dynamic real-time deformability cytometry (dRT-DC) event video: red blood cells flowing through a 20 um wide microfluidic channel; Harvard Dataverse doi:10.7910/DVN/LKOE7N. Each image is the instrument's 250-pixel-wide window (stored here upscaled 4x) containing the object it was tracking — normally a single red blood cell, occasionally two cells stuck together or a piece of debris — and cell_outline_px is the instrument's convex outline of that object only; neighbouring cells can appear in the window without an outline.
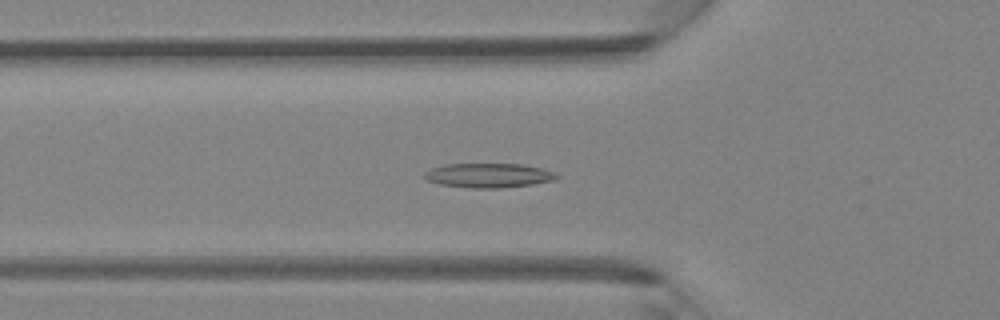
{"species": "Egyptian fruit bat (a non-hibernating species)", "species_latin": "Rousettus aegyptiacus", "temperature_condition": "room temperature", "stored_images_in_passage": 31, "camera_frame_rate_fps": 3000, "um_per_image_px": 0.085, "animal": {"sex": "female"}, "frame": {"image": 1, "passage_image": 5, "time_ms": 1.333, "image_size_px": [1000, 320], "cell_outline_px": [[560, 176], [552, 180], [532, 184], [500, 188], [468, 188], [440, 184], [424, 180], [424, 172], [432, 168], [444, 164], [520, 164], [540, 168], [552, 172]], "centroid_in_image_um": [41.45, 14.91], "position_along_channel_um": 84.3, "area_um2": 18.67}}
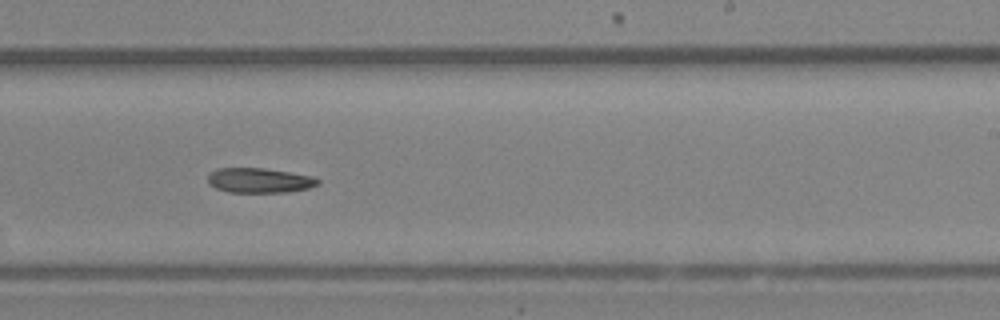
{"frame": {"image": 2, "passage_image": 16, "time_ms": 5.0, "image_size_px": [1000, 320], "cell_outline_px": [[320, 184], [308, 188], [288, 192], [228, 192], [216, 188], [208, 184], [208, 176], [216, 168], [264, 168], [312, 176], [320, 180]], "centroid_in_image_um": [22.05, 15.33], "position_along_channel_um": 267.0, "area_um2": 15.9}}
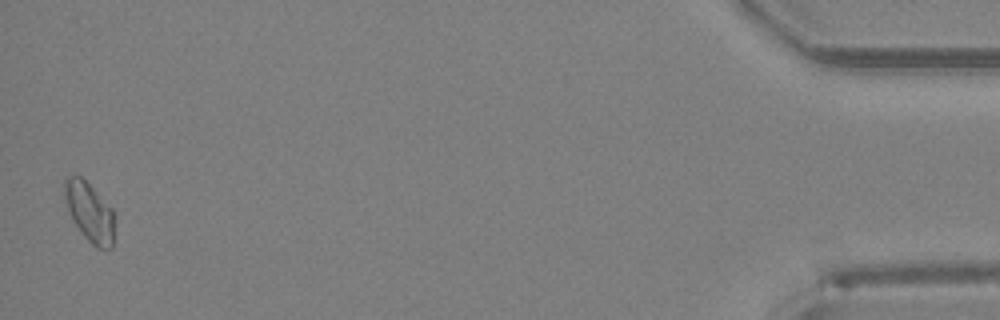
{"frame": {"image": 3, "passage_image": 31, "time_ms": 10.0, "image_size_px": [1000, 320], "cell_outline_px": [[112, 248], [96, 248], [84, 236], [72, 220], [64, 196], [64, 180], [68, 176], [80, 176], [112, 208]], "centroid_in_image_um": [7.57, 18.02], "position_along_channel_um": 427.6, "area_um2": 16.65}}